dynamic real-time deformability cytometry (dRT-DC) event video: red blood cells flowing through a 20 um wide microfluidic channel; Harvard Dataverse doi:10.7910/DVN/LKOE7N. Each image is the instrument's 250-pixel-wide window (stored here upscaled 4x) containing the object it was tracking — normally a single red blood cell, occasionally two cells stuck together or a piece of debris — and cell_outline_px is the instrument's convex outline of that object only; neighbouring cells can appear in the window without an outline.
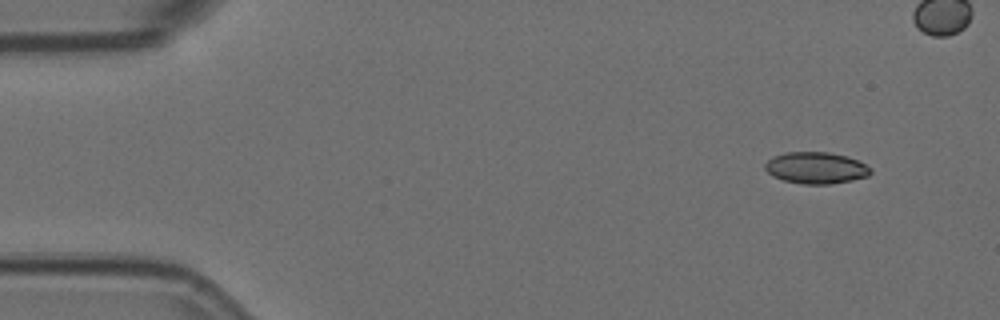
{"species": "Egyptian fruit bat (a non-hibernating species)", "species_latin": "Rousettus aegyptiacus", "temperature_condition": "room temperature", "stored_images_in_passage": 4, "camera_frame_rate_fps": 3000, "um_per_image_px": 0.085, "animal": {"sex": "female"}, "frame": {"image": 1, "passage_image": 1, "time_ms": 0.0, "image_size_px": [1000, 320], "cell_outline_px": [[872, 172], [868, 176], [852, 180], [828, 184], [804, 184], [784, 180], [772, 176], [764, 168], [764, 164], [772, 156], [784, 152], [828, 152], [848, 156], [864, 164]], "centroid_in_image_um": [69.32, 14.26], "position_along_channel_um": 15.7, "area_um2": 19.36}}